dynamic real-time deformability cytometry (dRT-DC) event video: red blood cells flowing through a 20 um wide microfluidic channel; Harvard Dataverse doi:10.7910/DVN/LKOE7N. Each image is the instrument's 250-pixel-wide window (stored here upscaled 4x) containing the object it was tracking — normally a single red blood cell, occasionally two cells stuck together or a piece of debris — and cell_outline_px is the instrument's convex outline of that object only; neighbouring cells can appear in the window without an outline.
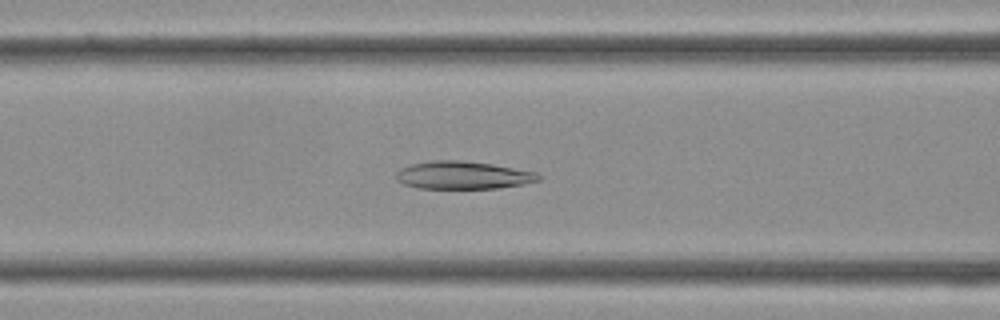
{"species": "Egyptian fruit bat (a non-hibernating species)", "species_latin": "Rousettus aegyptiacus", "temperature_condition": "cold", "stored_images_in_passage": 35, "camera_frame_rate_fps": 3000, "um_per_image_px": 0.085, "frame": {"image": 1, "passage_image": 14, "time_ms": 4.333, "image_size_px": [1000, 320], "cell_outline_px": [[540, 180], [524, 184], [500, 188], [416, 188], [404, 184], [396, 180], [396, 172], [400, 168], [412, 164], [432, 160], [464, 160], [492, 164], [536, 172], [540, 176]], "centroid_in_image_um": [39.34, 14.89], "position_along_channel_um": 127.3, "area_um2": 23.12}}
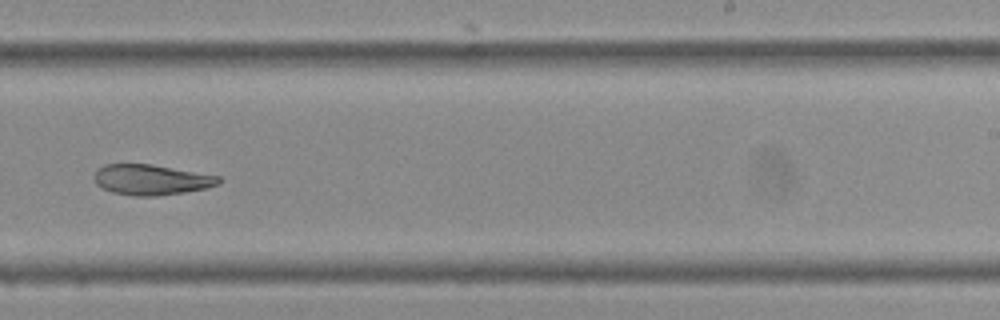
{"frame": {"image": 2, "passage_image": 22, "time_ms": 7.0, "image_size_px": [1000, 320], "cell_outline_px": [[220, 184], [208, 188], [184, 192], [156, 196], [136, 196], [112, 192], [96, 184], [92, 176], [104, 164], [152, 164], [220, 176]], "centroid_in_image_um": [12.87, 15.27], "position_along_channel_um": 276.1, "area_um2": 22.08}}
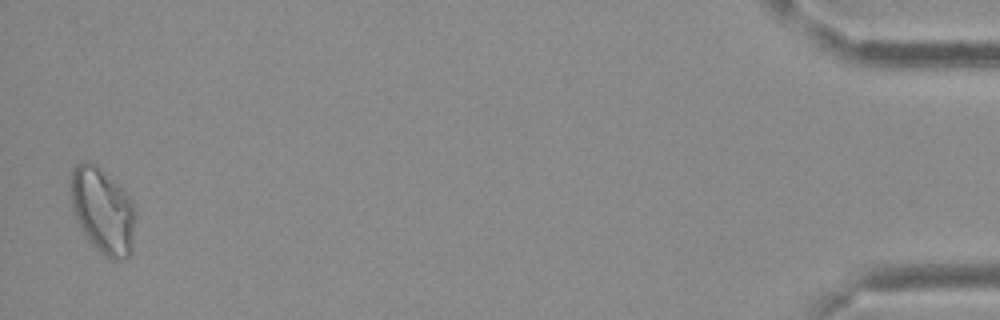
{"frame": {"image": 3, "passage_image": 35, "time_ms": 11.333, "image_size_px": [1000, 320], "cell_outline_px": [[136, 212], [132, 252], [128, 256], [116, 260], [112, 260], [104, 256], [84, 236], [72, 212], [68, 188], [68, 184], [72, 168], [80, 160], [88, 160], [96, 164], [132, 200], [136, 208]], "centroid_in_image_um": [8.68, 17.89], "position_along_channel_um": 426.5, "area_um2": 33.18}}